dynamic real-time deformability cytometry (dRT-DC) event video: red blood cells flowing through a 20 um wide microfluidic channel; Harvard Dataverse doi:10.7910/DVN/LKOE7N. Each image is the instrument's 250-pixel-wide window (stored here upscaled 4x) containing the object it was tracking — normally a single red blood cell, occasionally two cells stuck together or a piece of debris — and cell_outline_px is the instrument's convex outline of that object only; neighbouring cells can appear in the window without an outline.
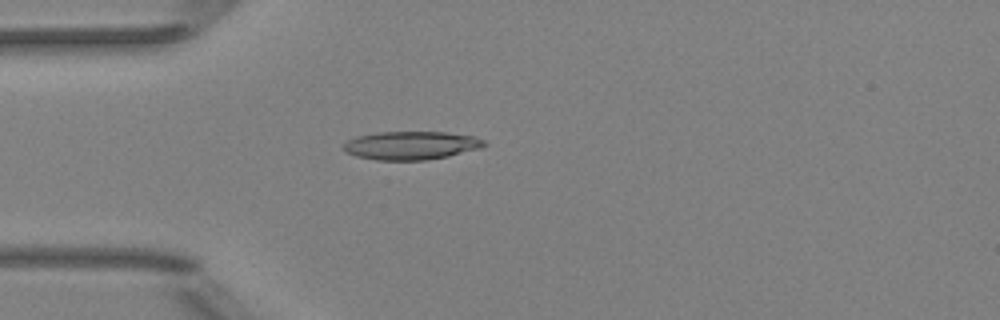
{"species": "Egyptian fruit bat (a non-hibernating species)", "species_latin": "Rousettus aegyptiacus", "temperature_condition": "room temperature", "stored_images_in_passage": 42, "camera_frame_rate_fps": 3000, "um_per_image_px": 0.085, "animal": {"sex": "female"}, "frame": {"image": 1, "passage_image": 5, "time_ms": 1.333, "image_size_px": [1000, 320], "cell_outline_px": [[488, 144], [480, 148], [448, 156], [428, 160], [376, 160], [356, 156], [344, 152], [340, 148], [348, 140], [356, 136], [376, 132], [444, 132], [476, 136], [484, 140]], "centroid_in_image_um": [34.92, 12.36], "position_along_channel_um": 50.1, "area_um2": 23.47}}
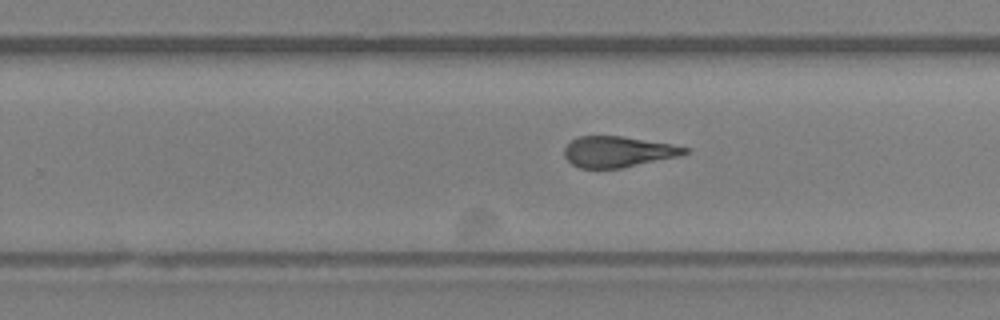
{"frame": {"image": 2, "passage_image": 23, "time_ms": 7.333, "image_size_px": [1000, 320], "cell_outline_px": [[688, 152], [680, 156], [620, 168], [580, 168], [572, 164], [564, 156], [564, 148], [572, 140], [580, 136], [620, 136], [672, 144], [688, 148]], "centroid_in_image_um": [52.51, 12.9], "position_along_channel_um": 277.3, "area_um2": 21.44}}
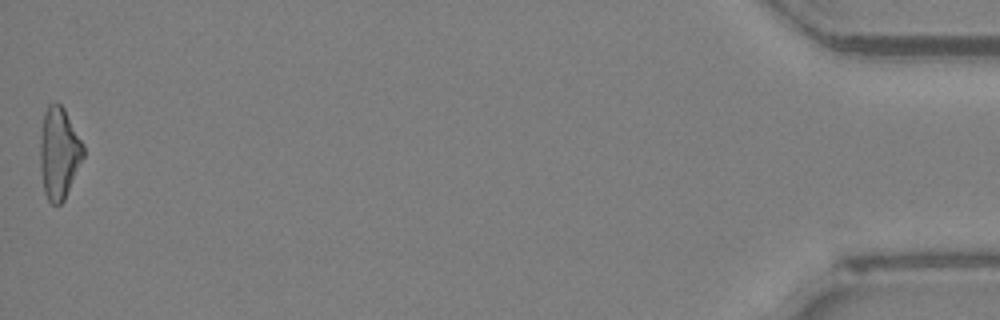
{"frame": {"image": 3, "passage_image": 42, "time_ms": 13.667, "image_size_px": [1000, 320], "cell_outline_px": [[84, 156], [64, 200], [60, 204], [52, 204], [48, 200], [44, 192], [40, 168], [40, 132], [44, 112], [48, 104], [60, 104], [64, 108], [84, 144]], "centroid_in_image_um": [5.01, 13.0], "position_along_channel_um": 430.2, "area_um2": 23.12}, "authors_computed_cell_mechanics": {"area_um2": 22.3108, "velocity_mm_per_s": 3.9814, "shape_relaxation_time_tau1_ms": 8.9634, "shape_relaxation_time_tau2_ms": 1.985, "deformation_change_tau1": 0.2551, "deformation_change_tau2": 0.1217}}